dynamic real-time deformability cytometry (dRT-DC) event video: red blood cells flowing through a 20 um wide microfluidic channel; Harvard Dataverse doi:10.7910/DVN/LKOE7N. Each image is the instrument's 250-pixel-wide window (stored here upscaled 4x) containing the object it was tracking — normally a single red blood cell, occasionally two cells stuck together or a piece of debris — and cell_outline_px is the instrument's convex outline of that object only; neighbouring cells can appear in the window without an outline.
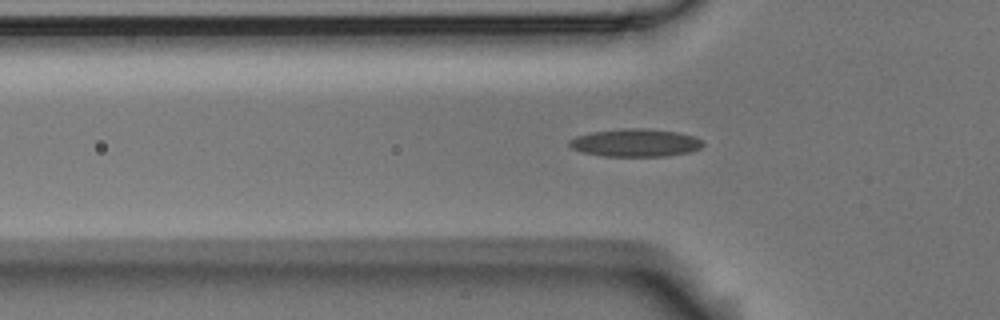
{"species": "Egyptian fruit bat (a non-hibernating species)", "species_latin": "Rousettus aegyptiacus", "temperature_condition": "room temperature", "stored_images_in_passage": 45, "camera_frame_rate_fps": 3000, "um_per_image_px": 0.085, "animal": {"sex": "male"}, "frame": {"image": 1, "passage_image": 11, "time_ms": 3.333, "image_size_px": [1000, 320], "cell_outline_px": [[704, 144], [700, 148], [692, 152], [664, 156], [604, 156], [584, 152], [572, 148], [568, 144], [568, 140], [576, 136], [592, 132], [620, 128], [644, 128], [676, 132], [692, 136], [700, 140]], "centroid_in_image_um": [53.99, 12.13], "position_along_channel_um": 71.8, "area_um2": 21.56}}
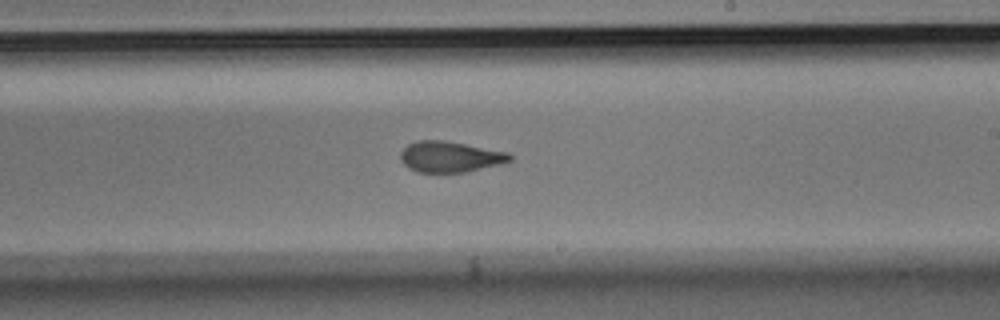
{"frame": {"image": 2, "passage_image": 26, "time_ms": 8.333, "image_size_px": [1000, 320], "cell_outline_px": [[512, 160], [500, 164], [464, 172], [416, 172], [408, 168], [400, 160], [400, 152], [408, 144], [416, 140], [444, 140], [508, 152], [512, 156]], "centroid_in_image_um": [38.22, 13.32], "position_along_channel_um": 250.8, "area_um2": 19.65}}
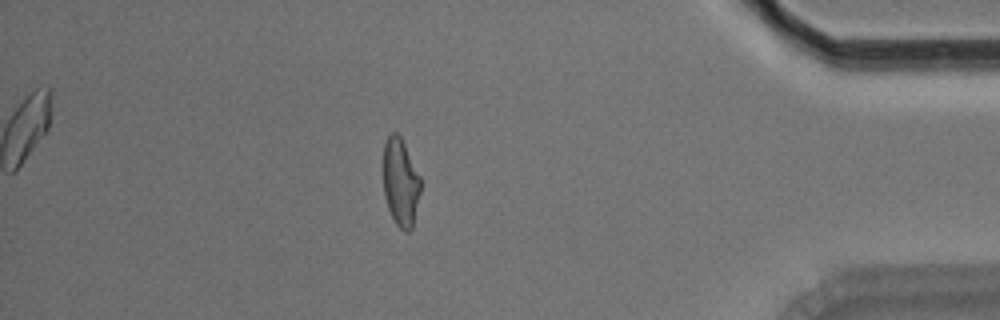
{"frame": {"image": 3, "passage_image": 42, "time_ms": 13.667, "image_size_px": [1000, 320], "cell_outline_px": [[420, 192], [412, 228], [408, 232], [404, 232], [396, 224], [388, 208], [384, 196], [384, 144], [388, 136], [392, 132], [396, 132], [400, 136], [420, 176]], "centroid_in_image_um": [34.04, 15.51], "position_along_channel_um": 401.2, "area_um2": 18.84}}